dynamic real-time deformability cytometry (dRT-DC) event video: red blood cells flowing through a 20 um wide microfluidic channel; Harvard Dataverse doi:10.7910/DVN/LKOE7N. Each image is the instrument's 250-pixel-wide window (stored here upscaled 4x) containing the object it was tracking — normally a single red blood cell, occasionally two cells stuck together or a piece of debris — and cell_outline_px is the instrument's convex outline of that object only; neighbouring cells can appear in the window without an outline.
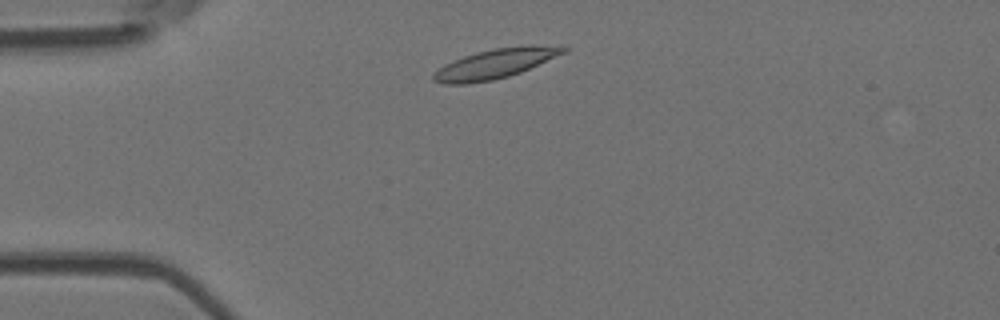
{"species": "Egyptian fruit bat (a non-hibernating species)", "species_latin": "Rousettus aegyptiacus", "temperature_condition": "room temperature", "stored_images_in_passage": 6, "camera_frame_rate_fps": 3000, "um_per_image_px": 0.085, "animal": {"sex": "female"}, "frame": {"image": 1, "passage_image": 2, "time_ms": 1.0, "image_size_px": [1000, 320], "cell_outline_px": [[568, 48], [564, 52], [520, 72], [508, 76], [492, 80], [468, 84], [444, 84], [432, 80], [432, 76], [444, 64], [452, 60], [476, 52], [492, 48], [528, 44], [560, 44]], "centroid_in_image_um": [42.11, 5.38], "position_along_channel_um": 42.9, "area_um2": 22.54}}
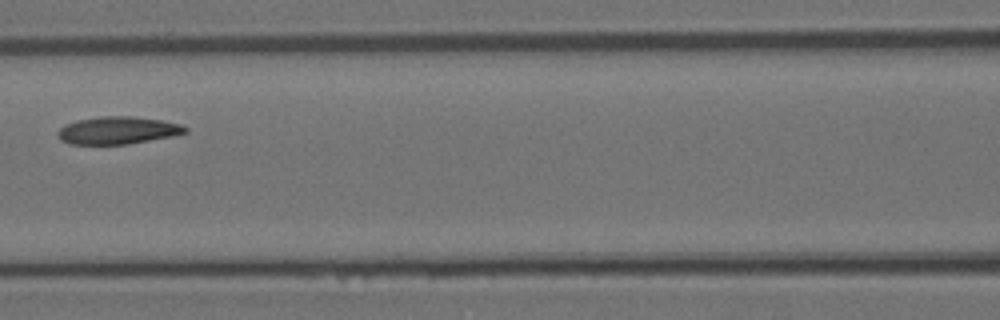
{"frame": {"image": 2, "passage_image": 5, "time_ms": 4.667, "image_size_px": [1000, 320], "cell_outline_px": [[188, 132], [172, 136], [128, 144], [68, 144], [60, 140], [56, 132], [64, 124], [76, 120], [100, 116], [132, 116], [164, 120], [180, 124], [188, 128]], "centroid_in_image_um": [9.99, 11.07], "position_along_channel_um": 156.6, "area_um2": 20.63}}
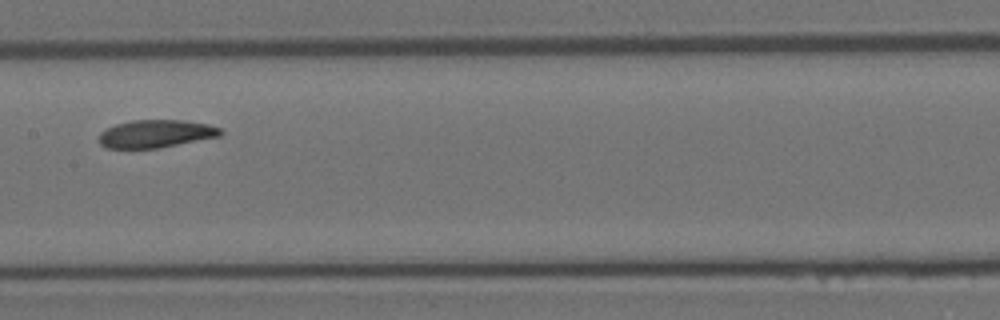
{"frame": {"image": 3, "passage_image": 6, "time_ms": 5.667, "image_size_px": [1000, 320], "cell_outline_px": [[224, 132], [220, 136], [160, 148], [108, 148], [100, 144], [100, 132], [116, 124], [132, 120], [184, 120], [208, 124], [220, 128]], "centroid_in_image_um": [13.28, 11.36], "position_along_channel_um": 194.1, "area_um2": 19.65}}